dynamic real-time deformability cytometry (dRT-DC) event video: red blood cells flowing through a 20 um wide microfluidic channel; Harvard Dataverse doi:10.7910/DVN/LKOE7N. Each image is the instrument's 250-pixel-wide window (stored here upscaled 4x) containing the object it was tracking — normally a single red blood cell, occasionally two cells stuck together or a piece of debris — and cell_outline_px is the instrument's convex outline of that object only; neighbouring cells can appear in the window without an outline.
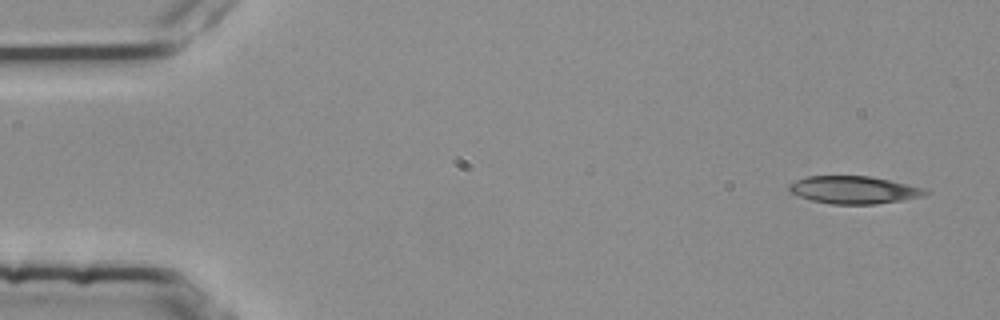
{"species": "common noctule bat (a hibernating species)", "species_latin": "Nyctalus noctula", "temperature_condition": "room temperature", "stored_images_in_passage": 3, "camera_frame_rate_fps": 3000, "um_per_image_px": 0.085, "animal": {"sex": "female", "body_mass_g": 25.1}, "frame": {"image": 1, "passage_image": 1, "time_ms": 0.0, "image_size_px": [1000, 320], "cell_outline_px": [[932, 192], [924, 196], [876, 204], [832, 204], [812, 200], [788, 192], [788, 184], [796, 180], [808, 176], [868, 176], [908, 184]], "centroid_in_image_um": [72.55, 16.14], "position_along_channel_um": 12.5, "area_um2": 21.73}}
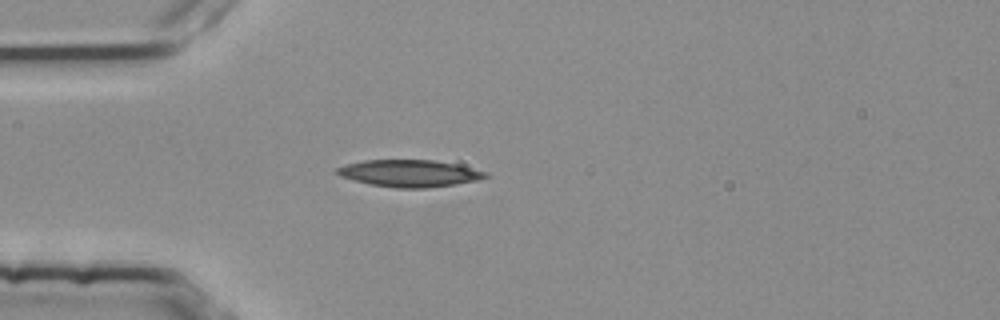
{"frame": {"image": 2, "passage_image": 3, "time_ms": 0.667, "image_size_px": [1000, 320], "cell_outline_px": [[492, 176], [484, 180], [428, 188], [396, 188], [368, 184], [352, 180], [340, 176], [336, 172], [336, 168], [344, 164], [364, 160], [432, 160], [456, 164], [488, 172]], "centroid_in_image_um": [34.85, 14.74], "position_along_channel_um": 50.1, "area_um2": 23.76}}